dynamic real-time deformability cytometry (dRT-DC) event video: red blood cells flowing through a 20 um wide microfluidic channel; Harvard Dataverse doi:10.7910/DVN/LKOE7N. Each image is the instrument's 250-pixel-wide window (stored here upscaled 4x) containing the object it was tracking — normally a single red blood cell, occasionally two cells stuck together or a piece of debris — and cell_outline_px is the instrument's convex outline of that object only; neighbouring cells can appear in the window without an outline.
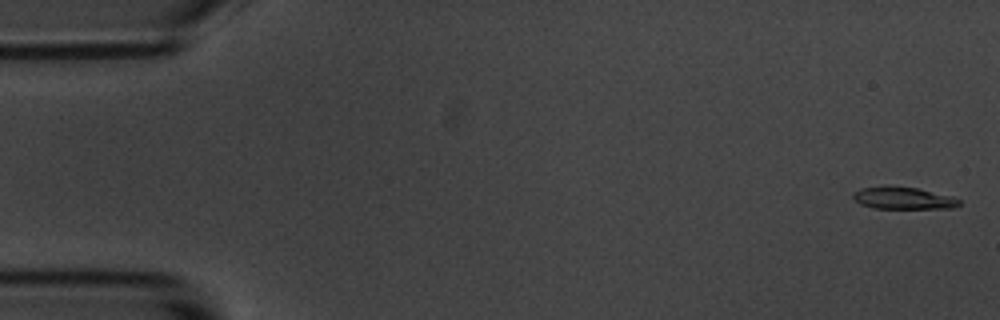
{"species": "common noctule bat (a hibernating species)", "species_latin": "Nyctalus noctula", "temperature_condition": "room temperature", "stored_images_in_passage": 4, "camera_frame_rate_fps": 3000, "um_per_image_px": 0.085, "animal": {"sex": "male", "body_mass_g": 20.1, "forearm_length_mm": 53.5}, "frame": {"image": 1, "passage_image": 1, "time_ms": 0.0, "image_size_px": [1000, 320], "cell_outline_px": [[960, 204], [952, 208], [872, 208], [860, 204], [852, 196], [852, 192], [860, 188], [916, 188], [952, 196], [960, 200]], "centroid_in_image_um": [76.79, 16.87], "position_along_channel_um": 8.2, "area_um2": 13.12}}